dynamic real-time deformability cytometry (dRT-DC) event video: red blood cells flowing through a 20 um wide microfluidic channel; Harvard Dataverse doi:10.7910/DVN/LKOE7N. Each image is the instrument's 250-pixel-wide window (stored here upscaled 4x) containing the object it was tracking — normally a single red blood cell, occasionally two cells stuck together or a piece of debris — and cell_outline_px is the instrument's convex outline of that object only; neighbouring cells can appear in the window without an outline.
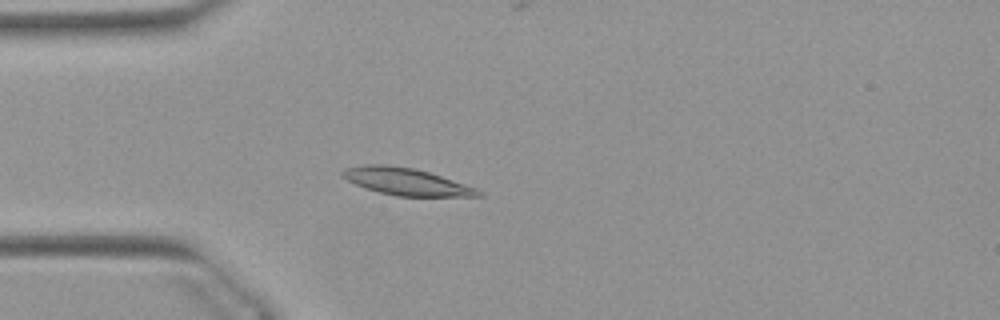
{"species": "Egyptian fruit bat (a non-hibernating species)", "species_latin": "Rousettus aegyptiacus", "temperature_condition": "warm", "stored_images_in_passage": 44, "camera_frame_rate_fps": 3000, "um_per_image_px": 0.085, "animal": {"sex": "female"}, "frame": {"image": 1, "passage_image": 5, "time_ms": 1.333, "image_size_px": [1000, 320], "cell_outline_px": [[484, 196], [396, 196], [364, 188], [348, 180], [340, 172], [344, 168], [364, 164], [388, 164], [416, 168], [476, 188], [484, 192]], "centroid_in_image_um": [34.51, 15.43], "position_along_channel_um": 50.5, "area_um2": 21.39}}
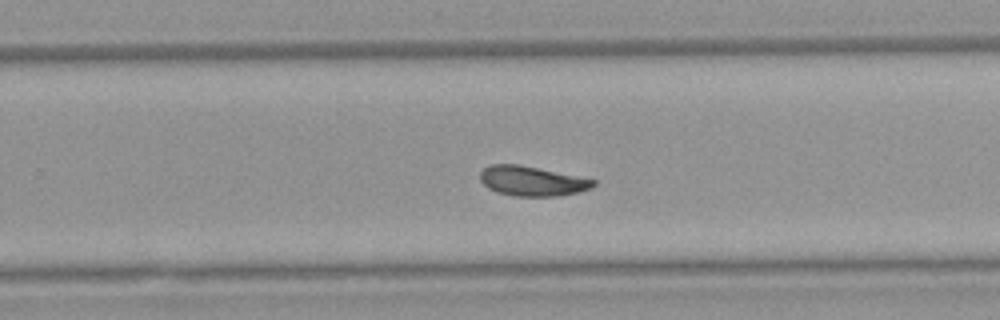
{"frame": {"image": 2, "passage_image": 24, "time_ms": 7.667, "image_size_px": [1000, 320], "cell_outline_px": [[596, 184], [580, 192], [560, 196], [516, 196], [496, 192], [488, 188], [480, 180], [480, 172], [488, 164], [520, 164], [596, 180]], "centroid_in_image_um": [45.19, 15.38], "position_along_channel_um": 284.6, "area_um2": 19.65}}
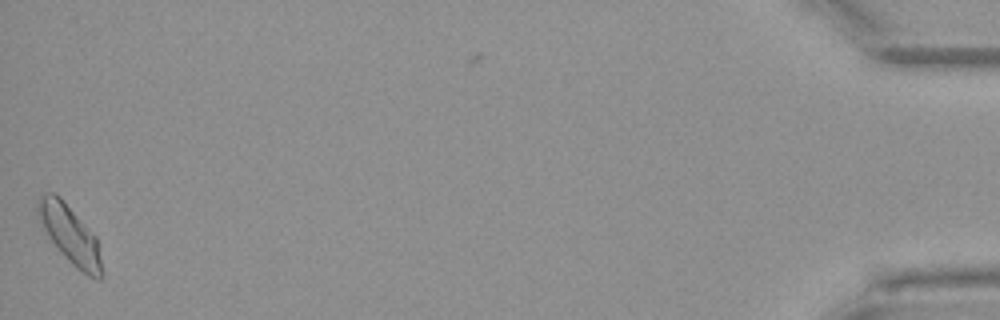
{"frame": {"image": 3, "passage_image": 43, "time_ms": 14.0, "image_size_px": [1000, 320], "cell_outline_px": [[104, 276], [100, 280], [96, 280], [88, 276], [76, 268], [60, 252], [48, 236], [36, 212], [36, 196], [44, 192], [56, 192], [60, 196], [96, 236]], "centroid_in_image_um": [5.93, 19.91], "position_along_channel_um": 429.3, "area_um2": 21.96}, "authors_computed_cell_mechanics": {"area_um2": 19.8254, "velocity_mm_per_s": 3.8631, "shape_relaxation_time_tau1_ms": 6.6148, "shape_relaxation_time_tau2_ms": 2.9029, "deformation_change_tau1": 0.1443, "deformation_change_tau2": 0.069}}